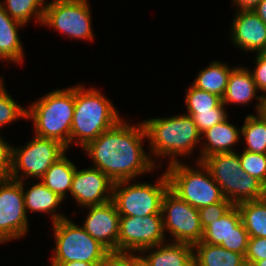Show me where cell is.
Listing matches in <instances>:
<instances>
[{
    "instance_id": "cell-35",
    "label": "cell",
    "mask_w": 266,
    "mask_h": 266,
    "mask_svg": "<svg viewBox=\"0 0 266 266\" xmlns=\"http://www.w3.org/2000/svg\"><path fill=\"white\" fill-rule=\"evenodd\" d=\"M12 148L0 136V180L11 177Z\"/></svg>"
},
{
    "instance_id": "cell-34",
    "label": "cell",
    "mask_w": 266,
    "mask_h": 266,
    "mask_svg": "<svg viewBox=\"0 0 266 266\" xmlns=\"http://www.w3.org/2000/svg\"><path fill=\"white\" fill-rule=\"evenodd\" d=\"M266 259V238L250 237L245 254V262L247 266Z\"/></svg>"
},
{
    "instance_id": "cell-18",
    "label": "cell",
    "mask_w": 266,
    "mask_h": 266,
    "mask_svg": "<svg viewBox=\"0 0 266 266\" xmlns=\"http://www.w3.org/2000/svg\"><path fill=\"white\" fill-rule=\"evenodd\" d=\"M156 248L145 256L150 266H194V247L191 244L174 242L159 244Z\"/></svg>"
},
{
    "instance_id": "cell-27",
    "label": "cell",
    "mask_w": 266,
    "mask_h": 266,
    "mask_svg": "<svg viewBox=\"0 0 266 266\" xmlns=\"http://www.w3.org/2000/svg\"><path fill=\"white\" fill-rule=\"evenodd\" d=\"M257 116L248 115L241 133L246 139V151L266 154V119L257 113Z\"/></svg>"
},
{
    "instance_id": "cell-7",
    "label": "cell",
    "mask_w": 266,
    "mask_h": 266,
    "mask_svg": "<svg viewBox=\"0 0 266 266\" xmlns=\"http://www.w3.org/2000/svg\"><path fill=\"white\" fill-rule=\"evenodd\" d=\"M56 238L55 256L51 263L87 262L96 266L109 250L92 238L83 227L67 218L54 222Z\"/></svg>"
},
{
    "instance_id": "cell-9",
    "label": "cell",
    "mask_w": 266,
    "mask_h": 266,
    "mask_svg": "<svg viewBox=\"0 0 266 266\" xmlns=\"http://www.w3.org/2000/svg\"><path fill=\"white\" fill-rule=\"evenodd\" d=\"M66 146L61 142L35 136L24 148H12L11 177L14 180L19 178V169L24 171L25 177L34 176L41 179L45 172L66 153Z\"/></svg>"
},
{
    "instance_id": "cell-13",
    "label": "cell",
    "mask_w": 266,
    "mask_h": 266,
    "mask_svg": "<svg viewBox=\"0 0 266 266\" xmlns=\"http://www.w3.org/2000/svg\"><path fill=\"white\" fill-rule=\"evenodd\" d=\"M23 181L0 180V243L16 239L28 229Z\"/></svg>"
},
{
    "instance_id": "cell-36",
    "label": "cell",
    "mask_w": 266,
    "mask_h": 266,
    "mask_svg": "<svg viewBox=\"0 0 266 266\" xmlns=\"http://www.w3.org/2000/svg\"><path fill=\"white\" fill-rule=\"evenodd\" d=\"M256 69L251 72L258 90L266 92V56L263 53L256 55Z\"/></svg>"
},
{
    "instance_id": "cell-16",
    "label": "cell",
    "mask_w": 266,
    "mask_h": 266,
    "mask_svg": "<svg viewBox=\"0 0 266 266\" xmlns=\"http://www.w3.org/2000/svg\"><path fill=\"white\" fill-rule=\"evenodd\" d=\"M89 210L82 227L109 251H118L120 215L114 202L111 200L101 205L90 206Z\"/></svg>"
},
{
    "instance_id": "cell-6",
    "label": "cell",
    "mask_w": 266,
    "mask_h": 266,
    "mask_svg": "<svg viewBox=\"0 0 266 266\" xmlns=\"http://www.w3.org/2000/svg\"><path fill=\"white\" fill-rule=\"evenodd\" d=\"M197 164L207 174L202 173L201 169L199 171L190 168L179 161L169 164L166 171L169 189L181 200L197 209L223 201L225 197L210 170L200 161Z\"/></svg>"
},
{
    "instance_id": "cell-12",
    "label": "cell",
    "mask_w": 266,
    "mask_h": 266,
    "mask_svg": "<svg viewBox=\"0 0 266 266\" xmlns=\"http://www.w3.org/2000/svg\"><path fill=\"white\" fill-rule=\"evenodd\" d=\"M163 215L120 216L118 251L144 252L164 243Z\"/></svg>"
},
{
    "instance_id": "cell-21",
    "label": "cell",
    "mask_w": 266,
    "mask_h": 266,
    "mask_svg": "<svg viewBox=\"0 0 266 266\" xmlns=\"http://www.w3.org/2000/svg\"><path fill=\"white\" fill-rule=\"evenodd\" d=\"M240 130L230 124L227 119L223 122L215 124L212 128L207 129L204 133L208 143L202 148V155L200 162L206 157L217 154L235 152L232 150L233 146L239 140Z\"/></svg>"
},
{
    "instance_id": "cell-28",
    "label": "cell",
    "mask_w": 266,
    "mask_h": 266,
    "mask_svg": "<svg viewBox=\"0 0 266 266\" xmlns=\"http://www.w3.org/2000/svg\"><path fill=\"white\" fill-rule=\"evenodd\" d=\"M43 2L44 0H6L7 6L3 5V7L12 19L22 24H26L33 14L42 23L46 7Z\"/></svg>"
},
{
    "instance_id": "cell-19",
    "label": "cell",
    "mask_w": 266,
    "mask_h": 266,
    "mask_svg": "<svg viewBox=\"0 0 266 266\" xmlns=\"http://www.w3.org/2000/svg\"><path fill=\"white\" fill-rule=\"evenodd\" d=\"M24 24L12 19L0 3V58L19 63L23 58L18 28Z\"/></svg>"
},
{
    "instance_id": "cell-25",
    "label": "cell",
    "mask_w": 266,
    "mask_h": 266,
    "mask_svg": "<svg viewBox=\"0 0 266 266\" xmlns=\"http://www.w3.org/2000/svg\"><path fill=\"white\" fill-rule=\"evenodd\" d=\"M231 71L228 65L214 61L200 71L192 86L223 98Z\"/></svg>"
},
{
    "instance_id": "cell-42",
    "label": "cell",
    "mask_w": 266,
    "mask_h": 266,
    "mask_svg": "<svg viewBox=\"0 0 266 266\" xmlns=\"http://www.w3.org/2000/svg\"><path fill=\"white\" fill-rule=\"evenodd\" d=\"M51 266H96L94 263H87V262H65V263H52Z\"/></svg>"
},
{
    "instance_id": "cell-11",
    "label": "cell",
    "mask_w": 266,
    "mask_h": 266,
    "mask_svg": "<svg viewBox=\"0 0 266 266\" xmlns=\"http://www.w3.org/2000/svg\"><path fill=\"white\" fill-rule=\"evenodd\" d=\"M161 212L164 231L168 229L175 242L194 245L202 240L203 228L198 209L181 200L170 189L162 198Z\"/></svg>"
},
{
    "instance_id": "cell-41",
    "label": "cell",
    "mask_w": 266,
    "mask_h": 266,
    "mask_svg": "<svg viewBox=\"0 0 266 266\" xmlns=\"http://www.w3.org/2000/svg\"><path fill=\"white\" fill-rule=\"evenodd\" d=\"M266 94V92H265ZM256 99L260 100V103L257 105V113H260L266 119V95L258 96Z\"/></svg>"
},
{
    "instance_id": "cell-15",
    "label": "cell",
    "mask_w": 266,
    "mask_h": 266,
    "mask_svg": "<svg viewBox=\"0 0 266 266\" xmlns=\"http://www.w3.org/2000/svg\"><path fill=\"white\" fill-rule=\"evenodd\" d=\"M114 182L98 168L75 170L70 194L81 206H95L112 200ZM107 191L106 195L104 194Z\"/></svg>"
},
{
    "instance_id": "cell-4",
    "label": "cell",
    "mask_w": 266,
    "mask_h": 266,
    "mask_svg": "<svg viewBox=\"0 0 266 266\" xmlns=\"http://www.w3.org/2000/svg\"><path fill=\"white\" fill-rule=\"evenodd\" d=\"M202 163L233 205L266 197V186L243 171L239 154L217 153L206 157Z\"/></svg>"
},
{
    "instance_id": "cell-43",
    "label": "cell",
    "mask_w": 266,
    "mask_h": 266,
    "mask_svg": "<svg viewBox=\"0 0 266 266\" xmlns=\"http://www.w3.org/2000/svg\"><path fill=\"white\" fill-rule=\"evenodd\" d=\"M251 266H266V259L257 261L255 263H253Z\"/></svg>"
},
{
    "instance_id": "cell-20",
    "label": "cell",
    "mask_w": 266,
    "mask_h": 266,
    "mask_svg": "<svg viewBox=\"0 0 266 266\" xmlns=\"http://www.w3.org/2000/svg\"><path fill=\"white\" fill-rule=\"evenodd\" d=\"M193 247L197 249L194 253V266H247L243 254L227 250L220 245L200 241Z\"/></svg>"
},
{
    "instance_id": "cell-24",
    "label": "cell",
    "mask_w": 266,
    "mask_h": 266,
    "mask_svg": "<svg viewBox=\"0 0 266 266\" xmlns=\"http://www.w3.org/2000/svg\"><path fill=\"white\" fill-rule=\"evenodd\" d=\"M75 170V165L64 154L45 172L41 182L64 199L66 192L70 193Z\"/></svg>"
},
{
    "instance_id": "cell-10",
    "label": "cell",
    "mask_w": 266,
    "mask_h": 266,
    "mask_svg": "<svg viewBox=\"0 0 266 266\" xmlns=\"http://www.w3.org/2000/svg\"><path fill=\"white\" fill-rule=\"evenodd\" d=\"M87 0H54L46 4L42 24L52 26L68 37L93 39Z\"/></svg>"
},
{
    "instance_id": "cell-37",
    "label": "cell",
    "mask_w": 266,
    "mask_h": 266,
    "mask_svg": "<svg viewBox=\"0 0 266 266\" xmlns=\"http://www.w3.org/2000/svg\"><path fill=\"white\" fill-rule=\"evenodd\" d=\"M98 266H129V252L109 251Z\"/></svg>"
},
{
    "instance_id": "cell-8",
    "label": "cell",
    "mask_w": 266,
    "mask_h": 266,
    "mask_svg": "<svg viewBox=\"0 0 266 266\" xmlns=\"http://www.w3.org/2000/svg\"><path fill=\"white\" fill-rule=\"evenodd\" d=\"M127 183L129 180H121L113 185L112 201L120 216L143 218L151 214H162V198L169 189L166 172L155 185L136 183L126 186Z\"/></svg>"
},
{
    "instance_id": "cell-17",
    "label": "cell",
    "mask_w": 266,
    "mask_h": 266,
    "mask_svg": "<svg viewBox=\"0 0 266 266\" xmlns=\"http://www.w3.org/2000/svg\"><path fill=\"white\" fill-rule=\"evenodd\" d=\"M232 40L240 49L263 53L266 49V24L252 10H239L231 25Z\"/></svg>"
},
{
    "instance_id": "cell-3",
    "label": "cell",
    "mask_w": 266,
    "mask_h": 266,
    "mask_svg": "<svg viewBox=\"0 0 266 266\" xmlns=\"http://www.w3.org/2000/svg\"><path fill=\"white\" fill-rule=\"evenodd\" d=\"M75 107V87L54 90L27 110L33 120L36 136L55 139L68 147Z\"/></svg>"
},
{
    "instance_id": "cell-40",
    "label": "cell",
    "mask_w": 266,
    "mask_h": 266,
    "mask_svg": "<svg viewBox=\"0 0 266 266\" xmlns=\"http://www.w3.org/2000/svg\"><path fill=\"white\" fill-rule=\"evenodd\" d=\"M252 11L266 24V0H261Z\"/></svg>"
},
{
    "instance_id": "cell-23",
    "label": "cell",
    "mask_w": 266,
    "mask_h": 266,
    "mask_svg": "<svg viewBox=\"0 0 266 266\" xmlns=\"http://www.w3.org/2000/svg\"><path fill=\"white\" fill-rule=\"evenodd\" d=\"M23 195L26 213L28 209L33 212H50L52 213L53 223L66 218L61 214L55 213L57 205L60 204L63 199L57 193L51 191L42 182L34 184L26 192L23 188Z\"/></svg>"
},
{
    "instance_id": "cell-38",
    "label": "cell",
    "mask_w": 266,
    "mask_h": 266,
    "mask_svg": "<svg viewBox=\"0 0 266 266\" xmlns=\"http://www.w3.org/2000/svg\"><path fill=\"white\" fill-rule=\"evenodd\" d=\"M261 0H234L233 4H236L241 10H253Z\"/></svg>"
},
{
    "instance_id": "cell-22",
    "label": "cell",
    "mask_w": 266,
    "mask_h": 266,
    "mask_svg": "<svg viewBox=\"0 0 266 266\" xmlns=\"http://www.w3.org/2000/svg\"><path fill=\"white\" fill-rule=\"evenodd\" d=\"M258 90L254 82L253 75L248 69L233 68L230 72L226 92L222 98V102L227 104L248 103L255 97Z\"/></svg>"
},
{
    "instance_id": "cell-29",
    "label": "cell",
    "mask_w": 266,
    "mask_h": 266,
    "mask_svg": "<svg viewBox=\"0 0 266 266\" xmlns=\"http://www.w3.org/2000/svg\"><path fill=\"white\" fill-rule=\"evenodd\" d=\"M186 104L189 114H199L205 111H214L222 103V98L209 93L207 91L199 90L191 86L187 90Z\"/></svg>"
},
{
    "instance_id": "cell-31",
    "label": "cell",
    "mask_w": 266,
    "mask_h": 266,
    "mask_svg": "<svg viewBox=\"0 0 266 266\" xmlns=\"http://www.w3.org/2000/svg\"><path fill=\"white\" fill-rule=\"evenodd\" d=\"M239 159L243 171L257 178L266 186V154L252 153L244 150L239 155Z\"/></svg>"
},
{
    "instance_id": "cell-26",
    "label": "cell",
    "mask_w": 266,
    "mask_h": 266,
    "mask_svg": "<svg viewBox=\"0 0 266 266\" xmlns=\"http://www.w3.org/2000/svg\"><path fill=\"white\" fill-rule=\"evenodd\" d=\"M250 237L266 238V197L236 204Z\"/></svg>"
},
{
    "instance_id": "cell-5",
    "label": "cell",
    "mask_w": 266,
    "mask_h": 266,
    "mask_svg": "<svg viewBox=\"0 0 266 266\" xmlns=\"http://www.w3.org/2000/svg\"><path fill=\"white\" fill-rule=\"evenodd\" d=\"M147 139L155 155H172L170 164L177 163L176 155H188L193 150L201 133L189 115L170 118H154L143 122Z\"/></svg>"
},
{
    "instance_id": "cell-30",
    "label": "cell",
    "mask_w": 266,
    "mask_h": 266,
    "mask_svg": "<svg viewBox=\"0 0 266 266\" xmlns=\"http://www.w3.org/2000/svg\"><path fill=\"white\" fill-rule=\"evenodd\" d=\"M19 117H27V110L23 109L15 100L7 94L0 80V126L15 121Z\"/></svg>"
},
{
    "instance_id": "cell-39",
    "label": "cell",
    "mask_w": 266,
    "mask_h": 266,
    "mask_svg": "<svg viewBox=\"0 0 266 266\" xmlns=\"http://www.w3.org/2000/svg\"><path fill=\"white\" fill-rule=\"evenodd\" d=\"M130 253L131 252L129 251V266H150L145 257L131 255Z\"/></svg>"
},
{
    "instance_id": "cell-14",
    "label": "cell",
    "mask_w": 266,
    "mask_h": 266,
    "mask_svg": "<svg viewBox=\"0 0 266 266\" xmlns=\"http://www.w3.org/2000/svg\"><path fill=\"white\" fill-rule=\"evenodd\" d=\"M241 215L234 205L223 217L211 222L203 229L202 242L220 245L223 248L245 256L249 242Z\"/></svg>"
},
{
    "instance_id": "cell-32",
    "label": "cell",
    "mask_w": 266,
    "mask_h": 266,
    "mask_svg": "<svg viewBox=\"0 0 266 266\" xmlns=\"http://www.w3.org/2000/svg\"><path fill=\"white\" fill-rule=\"evenodd\" d=\"M222 102L214 111L200 112L199 114H189L194 120L198 131L202 134L207 129L212 128L215 124L223 122L227 119L226 111Z\"/></svg>"
},
{
    "instance_id": "cell-33",
    "label": "cell",
    "mask_w": 266,
    "mask_h": 266,
    "mask_svg": "<svg viewBox=\"0 0 266 266\" xmlns=\"http://www.w3.org/2000/svg\"><path fill=\"white\" fill-rule=\"evenodd\" d=\"M233 206L234 205L225 198L221 202L198 209L202 228L204 229L211 222L223 217Z\"/></svg>"
},
{
    "instance_id": "cell-2",
    "label": "cell",
    "mask_w": 266,
    "mask_h": 266,
    "mask_svg": "<svg viewBox=\"0 0 266 266\" xmlns=\"http://www.w3.org/2000/svg\"><path fill=\"white\" fill-rule=\"evenodd\" d=\"M83 86L75 87V107L71 124L70 143L76 137L84 148L101 133L114 127L119 115L113 105L99 91L84 90Z\"/></svg>"
},
{
    "instance_id": "cell-1",
    "label": "cell",
    "mask_w": 266,
    "mask_h": 266,
    "mask_svg": "<svg viewBox=\"0 0 266 266\" xmlns=\"http://www.w3.org/2000/svg\"><path fill=\"white\" fill-rule=\"evenodd\" d=\"M120 120L114 127L103 132L83 149L98 168L113 182L129 180L151 171L155 164L142 149L147 138L144 124L130 126Z\"/></svg>"
}]
</instances>
